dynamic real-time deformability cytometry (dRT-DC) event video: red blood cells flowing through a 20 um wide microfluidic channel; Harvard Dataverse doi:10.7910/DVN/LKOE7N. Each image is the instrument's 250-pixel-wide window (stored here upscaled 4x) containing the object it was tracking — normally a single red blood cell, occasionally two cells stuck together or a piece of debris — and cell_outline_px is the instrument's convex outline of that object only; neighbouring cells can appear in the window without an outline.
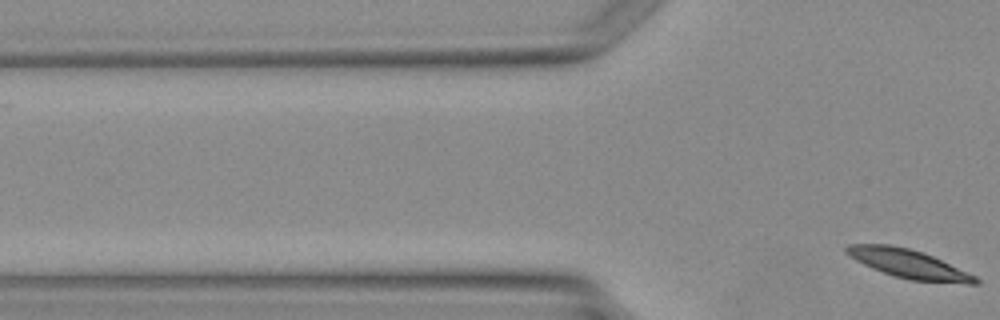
{"species": "Egyptian fruit bat (a non-hibernating species)", "species_latin": "Rousettus aegyptiacus", "temperature_condition": "warm", "stored_images_in_passage": 2, "camera_frame_rate_fps": 3000, "um_per_image_px": 0.085, "animal": {"sex": "female"}, "frame": {"image": 1, "passage_image": 2, "time_ms": 1.333, "image_size_px": [1000, 320], "cell_outline_px": [[980, 284], [968, 284], [908, 280], [872, 268], [856, 260], [844, 252], [844, 248], [848, 244], [888, 244], [908, 248], [932, 256], [976, 276], [980, 280]], "centroid_in_image_um": [77.23, 22.43], "position_along_channel_um": 48.6, "area_um2": 21.39}}